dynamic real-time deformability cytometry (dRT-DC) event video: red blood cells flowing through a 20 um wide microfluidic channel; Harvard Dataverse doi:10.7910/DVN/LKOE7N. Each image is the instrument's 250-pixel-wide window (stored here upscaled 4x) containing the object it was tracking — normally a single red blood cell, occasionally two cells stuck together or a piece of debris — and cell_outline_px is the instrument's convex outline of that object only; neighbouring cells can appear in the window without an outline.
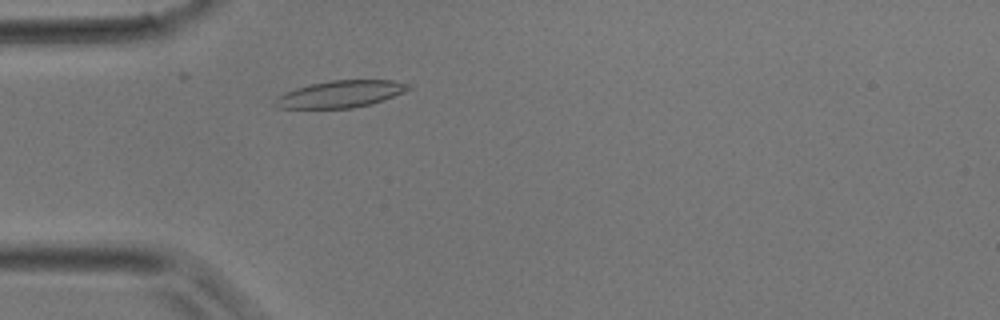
{"species": "common noctule bat (a hibernating species)", "species_latin": "Nyctalus noctula", "temperature_condition": "room temperature", "stored_images_in_passage": 35, "camera_frame_rate_fps": 3000, "um_per_image_px": 0.085, "animal": {"sex": "male", "body_mass_g": 17.9}, "frame": {"image": 1, "passage_image": 7, "time_ms": 2.0, "image_size_px": [1000, 320], "cell_outline_px": [[412, 88], [404, 92], [372, 104], [352, 108], [280, 108], [272, 100], [276, 96], [284, 92], [296, 88], [312, 84], [332, 80], [392, 80], [412, 84]], "centroid_in_image_um": [28.96, 7.99], "position_along_channel_um": 56.0, "area_um2": 20.98}}
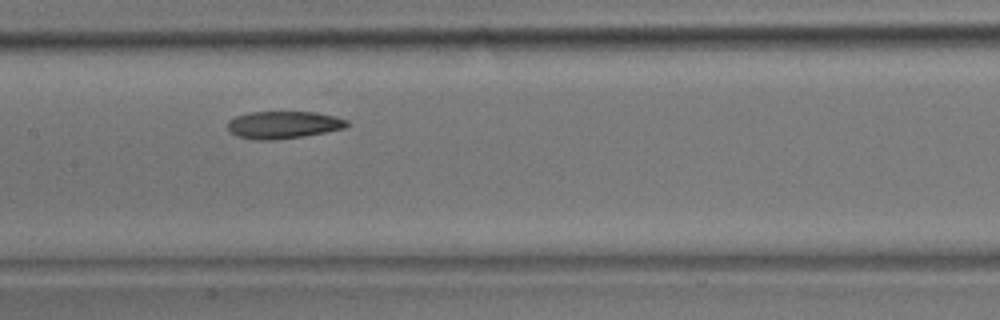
{"frame": {"image": 2, "passage_image": 15, "time_ms": 4.667, "image_size_px": [1000, 320], "cell_outline_px": [[348, 124], [344, 128], [304, 136], [276, 140], [252, 140], [236, 136], [228, 132], [228, 120], [236, 116], [252, 112], [316, 112], [336, 116], [348, 120]], "centroid_in_image_um": [24.05, 10.62], "position_along_channel_um": 183.3, "area_um2": 19.19}}
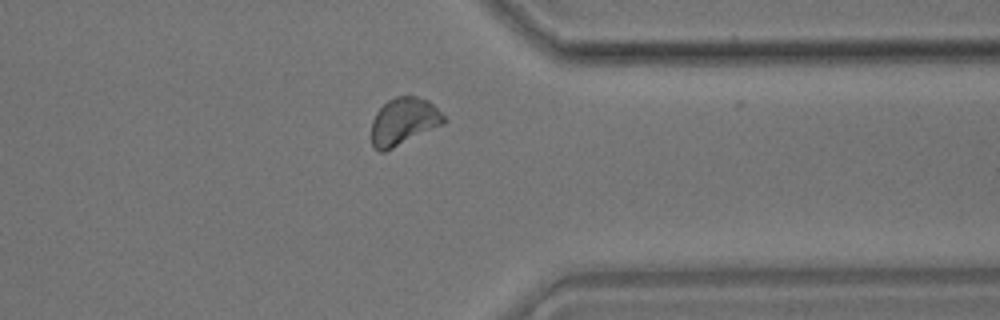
{"frame": {"image": 3, "passage_image": 27, "time_ms": 8.667, "image_size_px": [1000, 320], "cell_outline_px": [[444, 124], [384, 152], [380, 152], [372, 148], [372, 120], [376, 112], [388, 100], [396, 96], [416, 96], [428, 100], [444, 116]], "centroid_in_image_um": [34.29, 10.33], "position_along_channel_um": 377.1, "area_um2": 19.83}}